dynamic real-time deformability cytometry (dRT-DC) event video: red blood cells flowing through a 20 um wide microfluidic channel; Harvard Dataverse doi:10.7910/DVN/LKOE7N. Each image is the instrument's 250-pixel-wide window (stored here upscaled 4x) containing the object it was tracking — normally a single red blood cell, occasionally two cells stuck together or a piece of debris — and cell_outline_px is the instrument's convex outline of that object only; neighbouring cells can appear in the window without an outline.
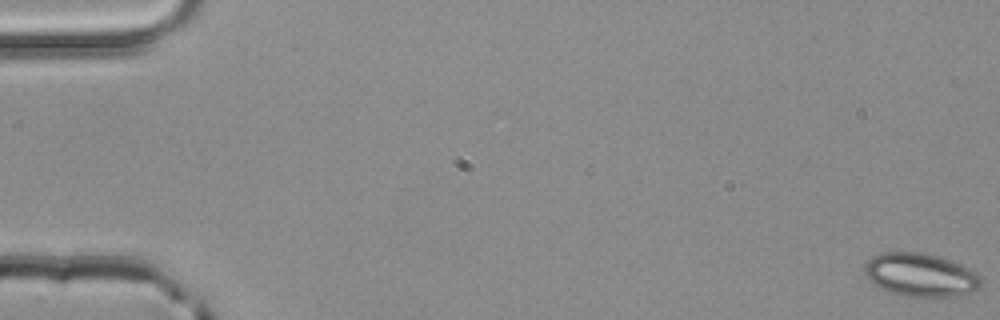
{"species": "common noctule bat (a hibernating species)", "species_latin": "Nyctalus noctula", "temperature_condition": "room temperature", "stored_images_in_passage": 4, "camera_frame_rate_fps": 3000, "um_per_image_px": 0.085, "animal": {"sex": "male", "body_mass_g": 20.4}, "frame": {"image": 1, "passage_image": 1, "time_ms": 0.0, "image_size_px": [1000, 320], "cell_outline_px": [[980, 288], [968, 292], [948, 296], [908, 296], [892, 292], [868, 280], [864, 272], [864, 264], [872, 256], [880, 252], [924, 252], [940, 256], [972, 268], [980, 276]], "centroid_in_image_um": [78.24, 23.32], "position_along_channel_um": 6.8, "area_um2": 29.25}}